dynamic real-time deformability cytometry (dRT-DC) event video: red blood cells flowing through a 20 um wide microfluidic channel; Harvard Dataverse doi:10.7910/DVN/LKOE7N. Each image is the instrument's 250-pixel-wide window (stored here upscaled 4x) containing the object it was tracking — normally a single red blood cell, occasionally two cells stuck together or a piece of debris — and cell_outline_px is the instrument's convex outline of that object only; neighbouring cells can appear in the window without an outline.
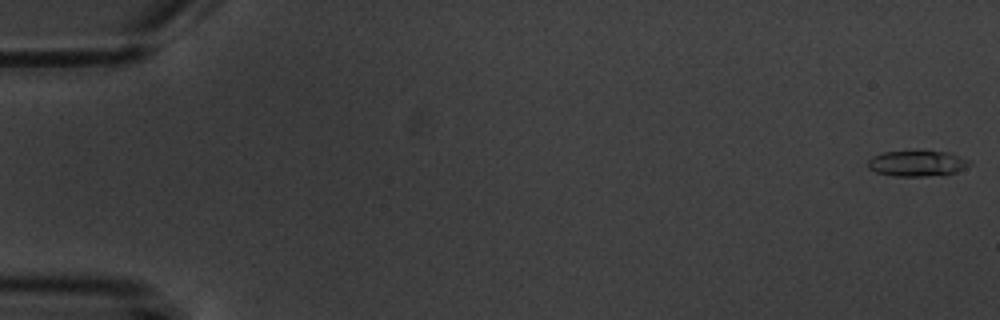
{"species": "common noctule bat (a hibernating species)", "species_latin": "Nyctalus noctula", "temperature_condition": "warm", "stored_images_in_passage": 5, "camera_frame_rate_fps": 3000, "um_per_image_px": 0.085, "animal": {"sex": "male", "body_mass_g": 20.1, "forearm_length_mm": 53.5}, "frame": {"image": 1, "passage_image": 1, "time_ms": 0.0, "image_size_px": [1000, 320], "cell_outline_px": [[972, 164], [956, 172], [944, 176], [896, 176], [876, 172], [868, 168], [868, 160], [872, 156], [884, 152], [916, 148], [948, 152], [968, 160]], "centroid_in_image_um": [77.96, 13.85], "position_along_channel_um": 7.0, "area_um2": 16.01}}